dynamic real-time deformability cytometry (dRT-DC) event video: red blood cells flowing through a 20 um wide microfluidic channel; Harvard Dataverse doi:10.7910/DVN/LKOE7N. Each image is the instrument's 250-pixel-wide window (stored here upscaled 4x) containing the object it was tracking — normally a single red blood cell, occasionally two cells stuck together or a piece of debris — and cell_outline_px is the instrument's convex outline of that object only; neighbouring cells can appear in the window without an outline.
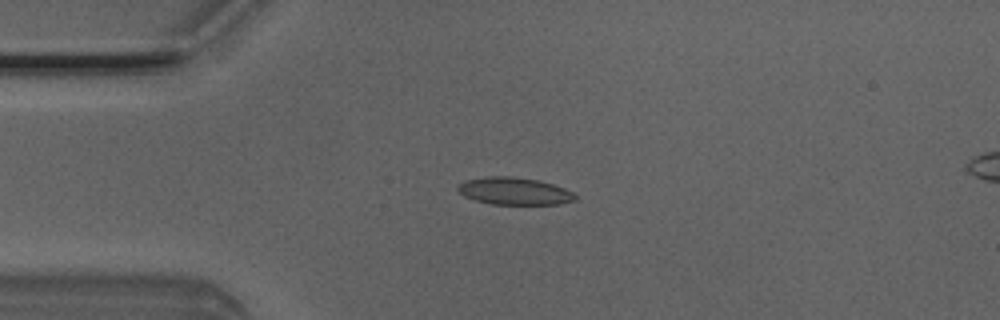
{"species": "Egyptian fruit bat (a non-hibernating species)", "species_latin": "Rousettus aegyptiacus", "temperature_condition": "room temperature", "stored_images_in_passage": 6, "camera_frame_rate_fps": 3000, "um_per_image_px": 0.085, "animal": {"sex": "male"}, "frame": {"image": 1, "passage_image": 4, "time_ms": 1.0, "image_size_px": [1000, 320], "cell_outline_px": [[576, 200], [560, 204], [492, 204], [476, 200], [464, 196], [456, 188], [464, 180], [488, 176], [512, 176], [536, 180], [552, 184], [564, 188], [572, 192], [576, 196]], "centroid_in_image_um": [43.71, 16.24], "position_along_channel_um": 41.3, "area_um2": 18.55}}